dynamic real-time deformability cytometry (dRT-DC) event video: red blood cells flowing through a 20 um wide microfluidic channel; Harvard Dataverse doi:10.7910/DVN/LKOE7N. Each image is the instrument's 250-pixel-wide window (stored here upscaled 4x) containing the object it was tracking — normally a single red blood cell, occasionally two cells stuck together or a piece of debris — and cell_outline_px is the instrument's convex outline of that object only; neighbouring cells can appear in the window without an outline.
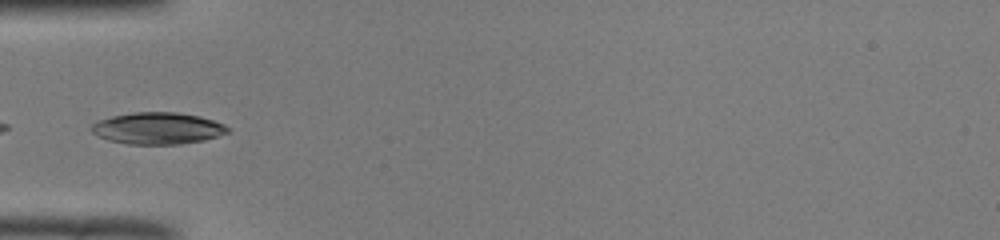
{"species": "common noctule bat (a hibernating species)", "species_latin": "Nyctalus noctula", "temperature_condition": "room temperature", "stored_images_in_passage": 23, "camera_frame_rate_fps": 3000, "um_per_image_px": 0.085, "animal": {"sex": "male", "body_mass_g": 19.0, "forearm_length_mm": 50.8}, "frame": {"image": 1, "passage_image": 1, "time_ms": 0.0, "image_size_px": [1000, 240], "cell_outline_px": [[232, 128], [228, 132], [204, 140], [180, 144], [128, 144], [108, 140], [96, 136], [88, 128], [96, 120], [112, 116], [132, 112], [176, 112], [200, 116], [224, 124]], "centroid_in_image_um": [13.36, 10.9], "position_along_channel_um": 71.6, "area_um2": 25.43}}
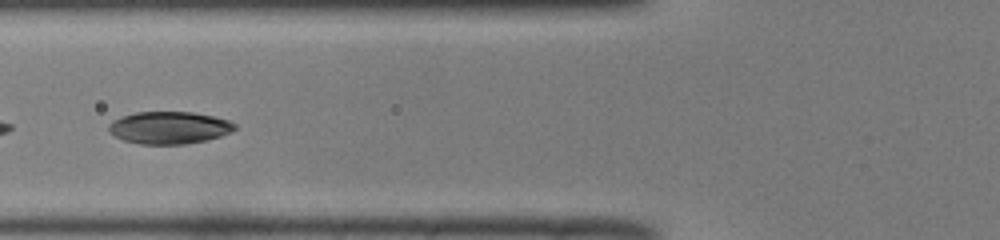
{"frame": {"image": 2, "passage_image": 4, "time_ms": 1.0, "image_size_px": [1000, 240], "cell_outline_px": [[236, 128], [232, 132], [220, 136], [204, 140], [184, 144], [140, 144], [124, 140], [108, 132], [108, 124], [112, 120], [120, 116], [136, 112], [192, 112], [212, 116], [228, 120], [236, 124]], "centroid_in_image_um": [14.35, 10.84], "position_along_channel_um": 111.4, "area_um2": 23.76}}
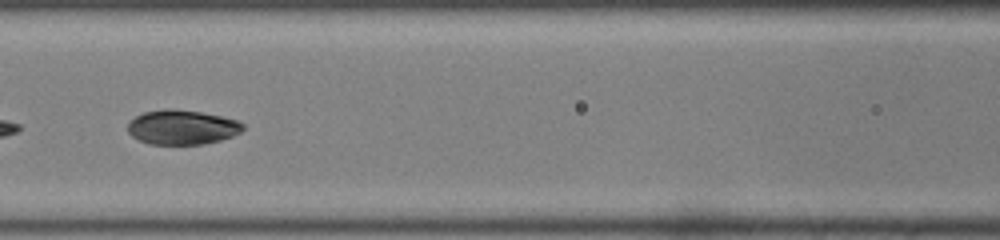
{"frame": {"image": 3, "passage_image": 7, "time_ms": 2.0, "image_size_px": [1000, 240], "cell_outline_px": [[244, 128], [240, 132], [232, 136], [220, 140], [204, 144], [152, 144], [140, 140], [132, 136], [128, 132], [128, 124], [136, 116], [144, 112], [172, 108], [176, 108], [200, 112], [220, 116], [236, 120], [244, 124]], "centroid_in_image_um": [15.48, 10.81], "position_along_channel_um": 151.1, "area_um2": 23.0}}